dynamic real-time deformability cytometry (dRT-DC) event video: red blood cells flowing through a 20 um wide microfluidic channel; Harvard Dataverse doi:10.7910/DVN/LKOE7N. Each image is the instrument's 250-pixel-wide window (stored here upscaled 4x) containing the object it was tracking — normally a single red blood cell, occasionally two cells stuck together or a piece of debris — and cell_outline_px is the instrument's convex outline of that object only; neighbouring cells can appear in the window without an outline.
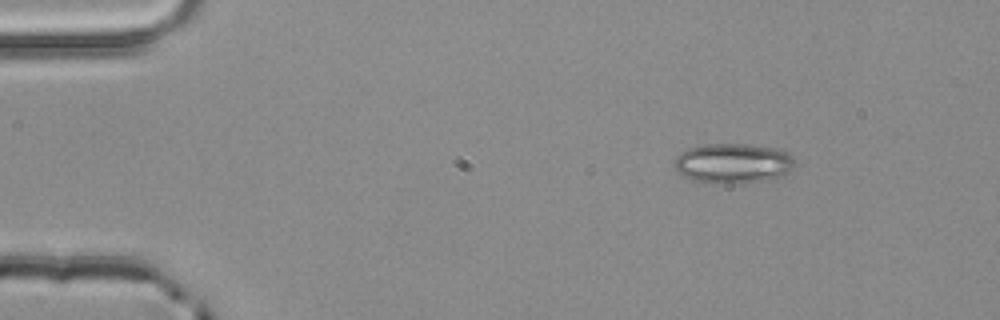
{"species": "common noctule bat (a hibernating species)", "species_latin": "Nyctalus noctula", "temperature_condition": "room temperature", "stored_images_in_passage": 4, "camera_frame_rate_fps": 3000, "um_per_image_px": 0.085, "animal": {"sex": "male", "body_mass_g": 20.4}, "frame": {"image": 1, "passage_image": 2, "time_ms": 0.333, "image_size_px": [1000, 320], "cell_outline_px": [[792, 168], [788, 172], [780, 176], [768, 180], [744, 184], [712, 184], [692, 180], [676, 172], [676, 156], [680, 152], [688, 148], [704, 144], [748, 144], [772, 148], [784, 152], [792, 156]], "centroid_in_image_um": [62.25, 13.91], "position_along_channel_um": 22.7, "area_um2": 28.15}}